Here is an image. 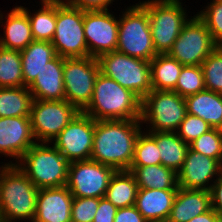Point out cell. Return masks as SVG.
<instances>
[{"mask_svg":"<svg viewBox=\"0 0 222 222\" xmlns=\"http://www.w3.org/2000/svg\"><path fill=\"white\" fill-rule=\"evenodd\" d=\"M70 162L51 143H36L16 163L38 189L67 184Z\"/></svg>","mask_w":222,"mask_h":222,"instance_id":"obj_4","label":"cell"},{"mask_svg":"<svg viewBox=\"0 0 222 222\" xmlns=\"http://www.w3.org/2000/svg\"><path fill=\"white\" fill-rule=\"evenodd\" d=\"M80 112L76 106L67 100L33 99L30 122L37 143H51Z\"/></svg>","mask_w":222,"mask_h":222,"instance_id":"obj_10","label":"cell"},{"mask_svg":"<svg viewBox=\"0 0 222 222\" xmlns=\"http://www.w3.org/2000/svg\"><path fill=\"white\" fill-rule=\"evenodd\" d=\"M73 195L67 186L39 189L33 222H71Z\"/></svg>","mask_w":222,"mask_h":222,"instance_id":"obj_18","label":"cell"},{"mask_svg":"<svg viewBox=\"0 0 222 222\" xmlns=\"http://www.w3.org/2000/svg\"><path fill=\"white\" fill-rule=\"evenodd\" d=\"M219 216L211 208L209 211L198 215L197 217L191 219L189 222H218Z\"/></svg>","mask_w":222,"mask_h":222,"instance_id":"obj_43","label":"cell"},{"mask_svg":"<svg viewBox=\"0 0 222 222\" xmlns=\"http://www.w3.org/2000/svg\"><path fill=\"white\" fill-rule=\"evenodd\" d=\"M210 194L212 209L218 216H222V174L212 184Z\"/></svg>","mask_w":222,"mask_h":222,"instance_id":"obj_42","label":"cell"},{"mask_svg":"<svg viewBox=\"0 0 222 222\" xmlns=\"http://www.w3.org/2000/svg\"><path fill=\"white\" fill-rule=\"evenodd\" d=\"M211 128L202 118L187 113L176 133L184 142L190 144Z\"/></svg>","mask_w":222,"mask_h":222,"instance_id":"obj_37","label":"cell"},{"mask_svg":"<svg viewBox=\"0 0 222 222\" xmlns=\"http://www.w3.org/2000/svg\"><path fill=\"white\" fill-rule=\"evenodd\" d=\"M200 66L205 88L222 94V46L218 45Z\"/></svg>","mask_w":222,"mask_h":222,"instance_id":"obj_33","label":"cell"},{"mask_svg":"<svg viewBox=\"0 0 222 222\" xmlns=\"http://www.w3.org/2000/svg\"><path fill=\"white\" fill-rule=\"evenodd\" d=\"M182 67V64L168 54H157L150 61L152 88L159 91H173Z\"/></svg>","mask_w":222,"mask_h":222,"instance_id":"obj_28","label":"cell"},{"mask_svg":"<svg viewBox=\"0 0 222 222\" xmlns=\"http://www.w3.org/2000/svg\"><path fill=\"white\" fill-rule=\"evenodd\" d=\"M38 191L16 164H1L0 222H33Z\"/></svg>","mask_w":222,"mask_h":222,"instance_id":"obj_2","label":"cell"},{"mask_svg":"<svg viewBox=\"0 0 222 222\" xmlns=\"http://www.w3.org/2000/svg\"><path fill=\"white\" fill-rule=\"evenodd\" d=\"M141 120L95 121L91 160L116 171L130 169L135 143L143 130Z\"/></svg>","mask_w":222,"mask_h":222,"instance_id":"obj_1","label":"cell"},{"mask_svg":"<svg viewBox=\"0 0 222 222\" xmlns=\"http://www.w3.org/2000/svg\"><path fill=\"white\" fill-rule=\"evenodd\" d=\"M28 89L36 100H65L63 57L57 55L46 63Z\"/></svg>","mask_w":222,"mask_h":222,"instance_id":"obj_20","label":"cell"},{"mask_svg":"<svg viewBox=\"0 0 222 222\" xmlns=\"http://www.w3.org/2000/svg\"><path fill=\"white\" fill-rule=\"evenodd\" d=\"M218 222H222V216H219Z\"/></svg>","mask_w":222,"mask_h":222,"instance_id":"obj_45","label":"cell"},{"mask_svg":"<svg viewBox=\"0 0 222 222\" xmlns=\"http://www.w3.org/2000/svg\"><path fill=\"white\" fill-rule=\"evenodd\" d=\"M99 71L141 100L153 89L150 61L134 58L119 51H112L97 58Z\"/></svg>","mask_w":222,"mask_h":222,"instance_id":"obj_7","label":"cell"},{"mask_svg":"<svg viewBox=\"0 0 222 222\" xmlns=\"http://www.w3.org/2000/svg\"><path fill=\"white\" fill-rule=\"evenodd\" d=\"M114 222H147L135 205L117 209Z\"/></svg>","mask_w":222,"mask_h":222,"instance_id":"obj_41","label":"cell"},{"mask_svg":"<svg viewBox=\"0 0 222 222\" xmlns=\"http://www.w3.org/2000/svg\"><path fill=\"white\" fill-rule=\"evenodd\" d=\"M32 101L27 86L0 88V118L30 117Z\"/></svg>","mask_w":222,"mask_h":222,"instance_id":"obj_30","label":"cell"},{"mask_svg":"<svg viewBox=\"0 0 222 222\" xmlns=\"http://www.w3.org/2000/svg\"><path fill=\"white\" fill-rule=\"evenodd\" d=\"M200 154L214 158L222 164V141L218 128H211L189 144Z\"/></svg>","mask_w":222,"mask_h":222,"instance_id":"obj_35","label":"cell"},{"mask_svg":"<svg viewBox=\"0 0 222 222\" xmlns=\"http://www.w3.org/2000/svg\"><path fill=\"white\" fill-rule=\"evenodd\" d=\"M187 114L185 98L174 91L152 89L141 102L145 131L176 132Z\"/></svg>","mask_w":222,"mask_h":222,"instance_id":"obj_8","label":"cell"},{"mask_svg":"<svg viewBox=\"0 0 222 222\" xmlns=\"http://www.w3.org/2000/svg\"><path fill=\"white\" fill-rule=\"evenodd\" d=\"M100 198L73 197L71 222H93Z\"/></svg>","mask_w":222,"mask_h":222,"instance_id":"obj_38","label":"cell"},{"mask_svg":"<svg viewBox=\"0 0 222 222\" xmlns=\"http://www.w3.org/2000/svg\"><path fill=\"white\" fill-rule=\"evenodd\" d=\"M219 133H220V137H221V141H222V126L218 128Z\"/></svg>","mask_w":222,"mask_h":222,"instance_id":"obj_44","label":"cell"},{"mask_svg":"<svg viewBox=\"0 0 222 222\" xmlns=\"http://www.w3.org/2000/svg\"><path fill=\"white\" fill-rule=\"evenodd\" d=\"M138 189L177 190V173L161 164L143 167H130Z\"/></svg>","mask_w":222,"mask_h":222,"instance_id":"obj_26","label":"cell"},{"mask_svg":"<svg viewBox=\"0 0 222 222\" xmlns=\"http://www.w3.org/2000/svg\"><path fill=\"white\" fill-rule=\"evenodd\" d=\"M99 72L97 58H63L65 100L82 112L92 100Z\"/></svg>","mask_w":222,"mask_h":222,"instance_id":"obj_12","label":"cell"},{"mask_svg":"<svg viewBox=\"0 0 222 222\" xmlns=\"http://www.w3.org/2000/svg\"><path fill=\"white\" fill-rule=\"evenodd\" d=\"M3 14L0 10V27L4 29L1 34L3 36L0 35V47L9 50H24L34 41L28 15L18 5L14 6L9 13Z\"/></svg>","mask_w":222,"mask_h":222,"instance_id":"obj_19","label":"cell"},{"mask_svg":"<svg viewBox=\"0 0 222 222\" xmlns=\"http://www.w3.org/2000/svg\"><path fill=\"white\" fill-rule=\"evenodd\" d=\"M84 34L88 46V56L116 51L118 44L119 16L110 10L84 11Z\"/></svg>","mask_w":222,"mask_h":222,"instance_id":"obj_15","label":"cell"},{"mask_svg":"<svg viewBox=\"0 0 222 222\" xmlns=\"http://www.w3.org/2000/svg\"><path fill=\"white\" fill-rule=\"evenodd\" d=\"M83 20L84 11L66 0H56V28L51 43L57 55L63 58L88 57Z\"/></svg>","mask_w":222,"mask_h":222,"instance_id":"obj_9","label":"cell"},{"mask_svg":"<svg viewBox=\"0 0 222 222\" xmlns=\"http://www.w3.org/2000/svg\"><path fill=\"white\" fill-rule=\"evenodd\" d=\"M205 89L202 68L200 65H197L182 67L173 91L177 92L181 97L186 98Z\"/></svg>","mask_w":222,"mask_h":222,"instance_id":"obj_34","label":"cell"},{"mask_svg":"<svg viewBox=\"0 0 222 222\" xmlns=\"http://www.w3.org/2000/svg\"><path fill=\"white\" fill-rule=\"evenodd\" d=\"M22 86L24 79L20 51L0 47V88Z\"/></svg>","mask_w":222,"mask_h":222,"instance_id":"obj_31","label":"cell"},{"mask_svg":"<svg viewBox=\"0 0 222 222\" xmlns=\"http://www.w3.org/2000/svg\"><path fill=\"white\" fill-rule=\"evenodd\" d=\"M155 141L161 156V165L178 173L184 163L189 144L176 132L146 131Z\"/></svg>","mask_w":222,"mask_h":222,"instance_id":"obj_25","label":"cell"},{"mask_svg":"<svg viewBox=\"0 0 222 222\" xmlns=\"http://www.w3.org/2000/svg\"><path fill=\"white\" fill-rule=\"evenodd\" d=\"M122 11L119 15L116 50L134 58L151 61L157 53L147 11L139 3L125 6Z\"/></svg>","mask_w":222,"mask_h":222,"instance_id":"obj_6","label":"cell"},{"mask_svg":"<svg viewBox=\"0 0 222 222\" xmlns=\"http://www.w3.org/2000/svg\"><path fill=\"white\" fill-rule=\"evenodd\" d=\"M211 208L210 191L179 187L166 222H189Z\"/></svg>","mask_w":222,"mask_h":222,"instance_id":"obj_21","label":"cell"},{"mask_svg":"<svg viewBox=\"0 0 222 222\" xmlns=\"http://www.w3.org/2000/svg\"><path fill=\"white\" fill-rule=\"evenodd\" d=\"M161 164V156L156 141L142 130L137 137L130 167H143Z\"/></svg>","mask_w":222,"mask_h":222,"instance_id":"obj_32","label":"cell"},{"mask_svg":"<svg viewBox=\"0 0 222 222\" xmlns=\"http://www.w3.org/2000/svg\"><path fill=\"white\" fill-rule=\"evenodd\" d=\"M141 102L132 91L99 72L92 100L82 112L95 121L141 120Z\"/></svg>","mask_w":222,"mask_h":222,"instance_id":"obj_3","label":"cell"},{"mask_svg":"<svg viewBox=\"0 0 222 222\" xmlns=\"http://www.w3.org/2000/svg\"><path fill=\"white\" fill-rule=\"evenodd\" d=\"M182 0H139L147 11L153 45L157 54H167L181 30L192 16H189Z\"/></svg>","mask_w":222,"mask_h":222,"instance_id":"obj_5","label":"cell"},{"mask_svg":"<svg viewBox=\"0 0 222 222\" xmlns=\"http://www.w3.org/2000/svg\"><path fill=\"white\" fill-rule=\"evenodd\" d=\"M39 4L35 12L19 7L28 15L34 40L51 42L56 28V0H40Z\"/></svg>","mask_w":222,"mask_h":222,"instance_id":"obj_27","label":"cell"},{"mask_svg":"<svg viewBox=\"0 0 222 222\" xmlns=\"http://www.w3.org/2000/svg\"><path fill=\"white\" fill-rule=\"evenodd\" d=\"M138 185L130 171H116L112 176L104 198L117 209L135 205Z\"/></svg>","mask_w":222,"mask_h":222,"instance_id":"obj_29","label":"cell"},{"mask_svg":"<svg viewBox=\"0 0 222 222\" xmlns=\"http://www.w3.org/2000/svg\"><path fill=\"white\" fill-rule=\"evenodd\" d=\"M221 174L222 164L218 160L189 147L183 166L177 173L178 187L210 191L212 184Z\"/></svg>","mask_w":222,"mask_h":222,"instance_id":"obj_17","label":"cell"},{"mask_svg":"<svg viewBox=\"0 0 222 222\" xmlns=\"http://www.w3.org/2000/svg\"><path fill=\"white\" fill-rule=\"evenodd\" d=\"M95 120L80 112L51 144L71 163L89 160L93 149Z\"/></svg>","mask_w":222,"mask_h":222,"instance_id":"obj_14","label":"cell"},{"mask_svg":"<svg viewBox=\"0 0 222 222\" xmlns=\"http://www.w3.org/2000/svg\"><path fill=\"white\" fill-rule=\"evenodd\" d=\"M117 208L106 198H100L97 213L93 222H114Z\"/></svg>","mask_w":222,"mask_h":222,"instance_id":"obj_40","label":"cell"},{"mask_svg":"<svg viewBox=\"0 0 222 222\" xmlns=\"http://www.w3.org/2000/svg\"><path fill=\"white\" fill-rule=\"evenodd\" d=\"M217 46L204 21L195 14L185 24L167 54L183 66H197L201 65Z\"/></svg>","mask_w":222,"mask_h":222,"instance_id":"obj_11","label":"cell"},{"mask_svg":"<svg viewBox=\"0 0 222 222\" xmlns=\"http://www.w3.org/2000/svg\"><path fill=\"white\" fill-rule=\"evenodd\" d=\"M36 143L30 117L0 118V155L10 158L9 162H0V164H16Z\"/></svg>","mask_w":222,"mask_h":222,"instance_id":"obj_16","label":"cell"},{"mask_svg":"<svg viewBox=\"0 0 222 222\" xmlns=\"http://www.w3.org/2000/svg\"><path fill=\"white\" fill-rule=\"evenodd\" d=\"M177 190L138 189L135 207L147 222H166Z\"/></svg>","mask_w":222,"mask_h":222,"instance_id":"obj_22","label":"cell"},{"mask_svg":"<svg viewBox=\"0 0 222 222\" xmlns=\"http://www.w3.org/2000/svg\"><path fill=\"white\" fill-rule=\"evenodd\" d=\"M187 113L202 118L212 128L222 126V94L203 90L185 98Z\"/></svg>","mask_w":222,"mask_h":222,"instance_id":"obj_23","label":"cell"},{"mask_svg":"<svg viewBox=\"0 0 222 222\" xmlns=\"http://www.w3.org/2000/svg\"><path fill=\"white\" fill-rule=\"evenodd\" d=\"M71 6L82 11L108 10L117 0H66Z\"/></svg>","mask_w":222,"mask_h":222,"instance_id":"obj_39","label":"cell"},{"mask_svg":"<svg viewBox=\"0 0 222 222\" xmlns=\"http://www.w3.org/2000/svg\"><path fill=\"white\" fill-rule=\"evenodd\" d=\"M115 172L91 159L74 161L69 164L66 186L73 197L103 198Z\"/></svg>","mask_w":222,"mask_h":222,"instance_id":"obj_13","label":"cell"},{"mask_svg":"<svg viewBox=\"0 0 222 222\" xmlns=\"http://www.w3.org/2000/svg\"><path fill=\"white\" fill-rule=\"evenodd\" d=\"M24 86H29L45 67L46 63L57 56L54 46L48 41H32L20 51Z\"/></svg>","mask_w":222,"mask_h":222,"instance_id":"obj_24","label":"cell"},{"mask_svg":"<svg viewBox=\"0 0 222 222\" xmlns=\"http://www.w3.org/2000/svg\"><path fill=\"white\" fill-rule=\"evenodd\" d=\"M207 6L196 12L210 31L212 39L222 45V0H210Z\"/></svg>","mask_w":222,"mask_h":222,"instance_id":"obj_36","label":"cell"}]
</instances>
